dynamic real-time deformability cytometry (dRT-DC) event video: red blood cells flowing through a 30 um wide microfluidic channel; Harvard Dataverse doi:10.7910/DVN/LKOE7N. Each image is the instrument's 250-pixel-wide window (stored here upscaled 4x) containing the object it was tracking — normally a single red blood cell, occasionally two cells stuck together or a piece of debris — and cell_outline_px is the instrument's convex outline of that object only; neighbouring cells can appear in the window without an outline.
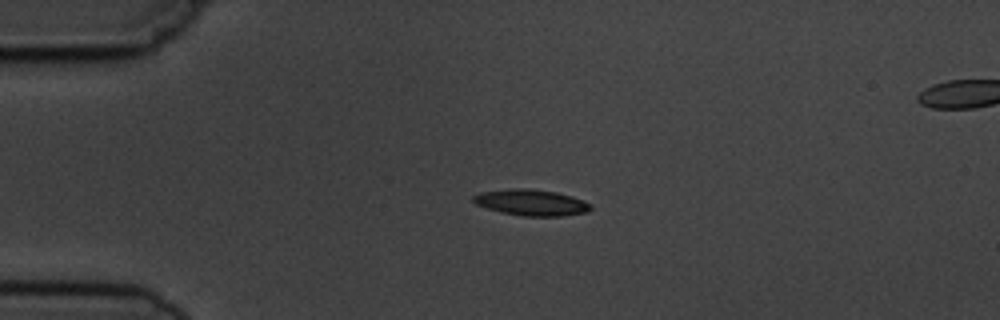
{"species": "common noctule bat (a hibernating species)", "species_latin": "Nyctalus noctula", "temperature_condition": "cold", "stored_images_in_passage": 3, "segment_of_instrument_passage": [1, 2], "camera_frame_rate_fps": 3000, "um_per_image_px": 0.085, "animal": {"sex": "male", "body_mass_g": 19.5, "forearm_length_mm": 54.6}, "frame": {"image": 1, "passage_image": 1, "time_ms": 0.0, "image_size_px": [1000, 320], "cell_outline_px": [[592, 208], [588, 212], [564, 216], [524, 216], [500, 212], [476, 204], [472, 200], [472, 196], [480, 192], [516, 188], [524, 188], [556, 192], [572, 196], [584, 200], [592, 204]], "centroid_in_image_um": [45.19, 17.22], "position_along_channel_um": 39.8, "area_um2": 17.92}}